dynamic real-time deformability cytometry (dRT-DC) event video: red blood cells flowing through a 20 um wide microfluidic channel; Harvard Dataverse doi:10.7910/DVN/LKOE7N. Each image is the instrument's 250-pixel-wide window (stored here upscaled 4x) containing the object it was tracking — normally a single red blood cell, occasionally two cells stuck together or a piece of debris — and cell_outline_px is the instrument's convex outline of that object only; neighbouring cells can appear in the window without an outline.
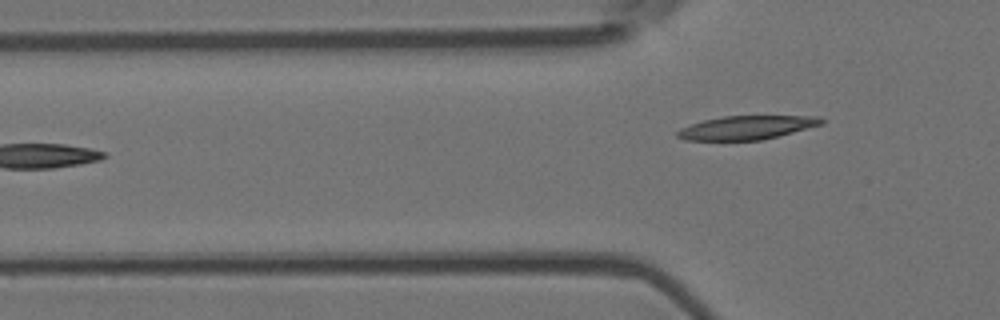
{"species": "Egyptian fruit bat (a non-hibernating species)", "species_latin": "Rousettus aegyptiacus", "temperature_condition": "room temperature", "stored_images_in_passage": 6, "camera_frame_rate_fps": 3000, "um_per_image_px": 0.085, "animal": {"sex": "female"}, "frame": {"image": 1, "passage_image": 6, "time_ms": 1.667, "image_size_px": [1000, 320], "cell_outline_px": [[824, 124], [760, 140], [684, 140], [676, 136], [676, 132], [680, 128], [704, 120], [724, 116], [820, 116], [824, 120]], "centroid_in_image_um": [63.46, 10.84], "position_along_channel_um": 62.3, "area_um2": 19.71}}